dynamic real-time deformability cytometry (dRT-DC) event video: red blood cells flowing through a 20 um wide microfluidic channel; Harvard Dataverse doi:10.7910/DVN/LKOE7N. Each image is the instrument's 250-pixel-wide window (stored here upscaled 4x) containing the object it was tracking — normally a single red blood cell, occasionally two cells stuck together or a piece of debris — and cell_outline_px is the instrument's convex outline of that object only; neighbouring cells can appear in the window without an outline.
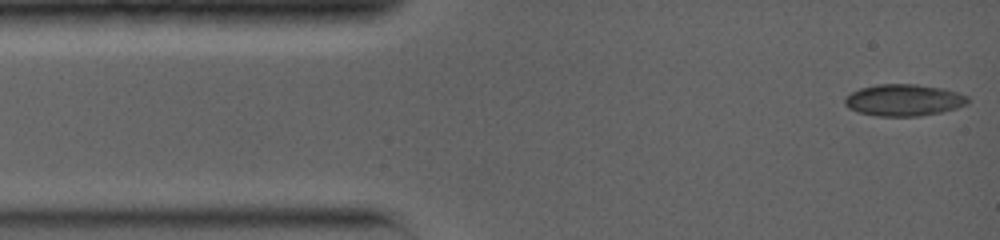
{"species": "common noctule bat (a hibernating species)", "species_latin": "Nyctalus noctula", "temperature_condition": "warm", "stored_images_in_passage": 30, "camera_frame_rate_fps": 5000, "um_per_image_px": 0.085, "animal": {"sex": "female", "body_mass_g": 19.0, "forearm_length_mm": 56.7}, "frame": {"image": 1, "passage_image": 1, "time_ms": 0.0, "image_size_px": [1000, 240], "cell_outline_px": [[968, 104], [956, 108], [940, 112], [920, 116], [876, 116], [860, 112], [848, 108], [844, 104], [844, 96], [860, 88], [876, 84], [916, 84], [940, 88], [956, 92], [968, 96]], "centroid_in_image_um": [76.79, 8.51], "position_along_channel_um": 8.2, "area_um2": 22.72}}
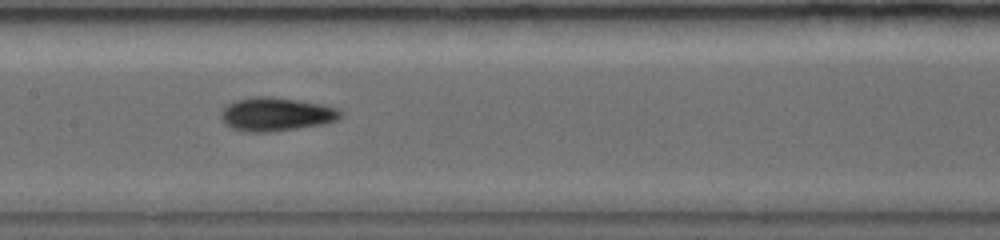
{"frame": {"image": 2, "passage_image": 12, "time_ms": 6.2, "image_size_px": [1000, 240], "cell_outline_px": [[340, 116], [336, 120], [324, 124], [268, 132], [248, 132], [232, 128], [224, 124], [220, 116], [220, 112], [228, 104], [236, 100], [256, 96], [272, 96], [324, 104], [336, 108], [340, 112]], "centroid_in_image_um": [23.43, 9.7], "position_along_channel_um": 184.0, "area_um2": 23.29}}
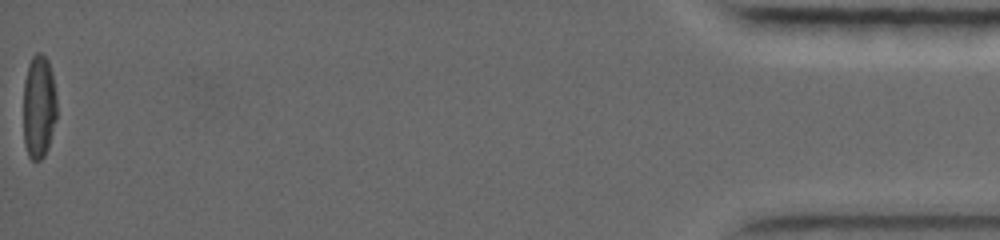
{"frame": {"image": 3, "passage_image": 30, "time_ms": 16.0, "image_size_px": [1000, 240], "cell_outline_px": [[56, 120], [48, 148], [44, 156], [40, 160], [32, 160], [28, 156], [24, 144], [24, 80], [28, 64], [32, 56], [36, 52], [40, 52], [48, 60], [52, 72], [56, 92]], "centroid_in_image_um": [3.31, 9.06], "position_along_channel_um": 431.9, "area_um2": 20.46}, "authors_computed_cell_mechanics": {"area_um2": 21.1837, "velocity_mm_per_s": 3.9626, "shape_relaxation_time_tau1_ms": 4.1166, "shape_relaxation_time_tau2_ms": 4.1946, "deformation_change_tau1": 0.1228, "deformation_change_tau2": 0.0744}}